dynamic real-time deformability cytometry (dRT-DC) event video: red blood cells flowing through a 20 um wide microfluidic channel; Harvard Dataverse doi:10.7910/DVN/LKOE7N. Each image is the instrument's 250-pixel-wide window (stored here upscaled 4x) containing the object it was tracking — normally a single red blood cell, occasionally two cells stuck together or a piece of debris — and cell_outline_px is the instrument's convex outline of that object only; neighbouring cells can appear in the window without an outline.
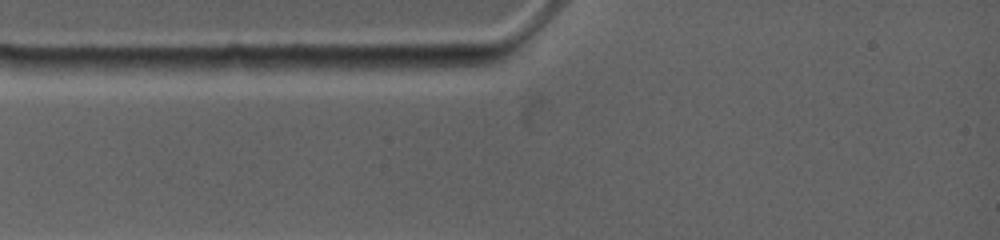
{"species": "common noctule bat (a hibernating species)", "species_latin": "Nyctalus noctula", "temperature_condition": "warm", "stored_images_in_passage": 2, "camera_frame_rate_fps": 4500, "um_per_image_px": 0.085, "animal": {"sex": "female", "body_mass_g": 19.0, "forearm_length_mm": 53.3}, "frame": {"image": 1, "passage_image": 2, "time_ms": 0.444, "image_size_px": [1000, 240], "cell_outline_px": [[460, 64], [444, 68], [324, 68], [328, 56], [444, 56]], "centroid_in_image_um": [33.07, 5.28], "position_along_channel_um": 51.9, "area_um2": 10.92}}